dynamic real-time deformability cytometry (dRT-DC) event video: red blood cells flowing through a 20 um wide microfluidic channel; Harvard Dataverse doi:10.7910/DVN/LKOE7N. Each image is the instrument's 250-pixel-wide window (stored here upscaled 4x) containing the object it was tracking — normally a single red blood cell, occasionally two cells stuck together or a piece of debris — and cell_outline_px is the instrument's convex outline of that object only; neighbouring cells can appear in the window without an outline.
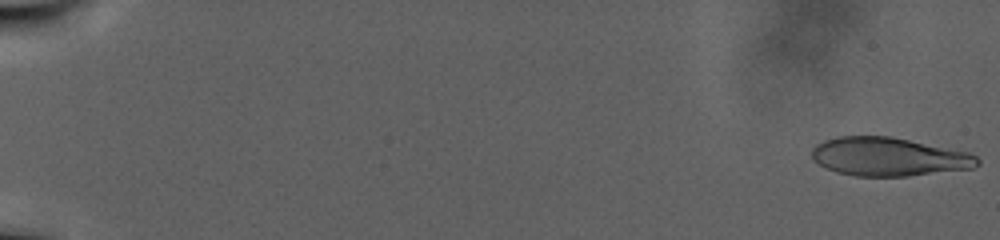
{"species": "human", "species_latin": "Homo sapiens", "temperature_condition": "warm", "stored_images_in_passage": 109, "camera_frame_rate_fps": 3000, "um_per_image_px": 0.085, "donor": {"sex": "male"}, "frame": {"image": 1, "passage_image": 1, "time_ms": 0.0, "image_size_px": [1000, 240], "cell_outline_px": [[980, 164], [972, 168], [908, 176], [856, 176], [836, 172], [824, 168], [812, 160], [812, 148], [816, 144], [824, 140], [840, 136], [892, 136], [968, 152], [976, 156], [980, 160]], "centroid_in_image_um": [75.51, 13.32], "position_along_channel_um": 9.5, "area_um2": 37.34}}
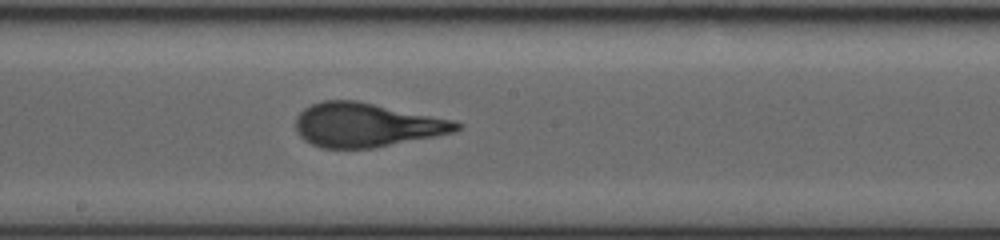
{"frame": {"image": 2, "passage_image": 64, "time_ms": 21.0, "image_size_px": [1000, 240], "cell_outline_px": [[464, 124], [456, 132], [376, 148], [320, 148], [304, 140], [296, 132], [296, 116], [304, 108], [312, 104], [324, 100], [356, 100], [452, 120]], "centroid_in_image_um": [31.13, 10.63], "position_along_channel_um": 217.1, "area_um2": 41.27}}
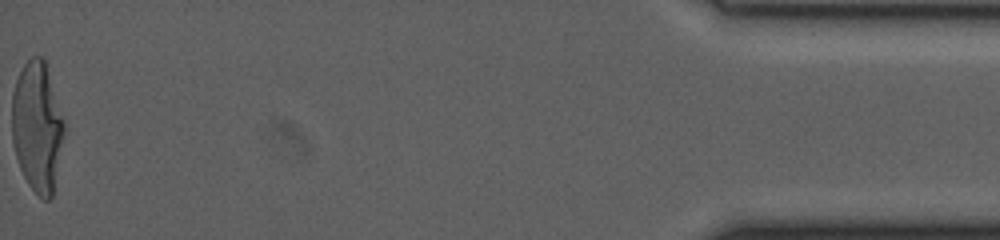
{"frame": {"image": 3, "passage_image": 109, "time_ms": 36.0, "image_size_px": [1000, 240], "cell_outline_px": [[64, 132], [52, 196], [48, 200], [44, 200], [28, 184], [20, 168], [16, 156], [12, 140], [12, 92], [16, 80], [24, 64], [32, 56], [40, 56], [44, 60], [64, 120]], "centroid_in_image_um": [3.15, 10.77], "position_along_channel_um": 432.1, "area_um2": 39.02}}